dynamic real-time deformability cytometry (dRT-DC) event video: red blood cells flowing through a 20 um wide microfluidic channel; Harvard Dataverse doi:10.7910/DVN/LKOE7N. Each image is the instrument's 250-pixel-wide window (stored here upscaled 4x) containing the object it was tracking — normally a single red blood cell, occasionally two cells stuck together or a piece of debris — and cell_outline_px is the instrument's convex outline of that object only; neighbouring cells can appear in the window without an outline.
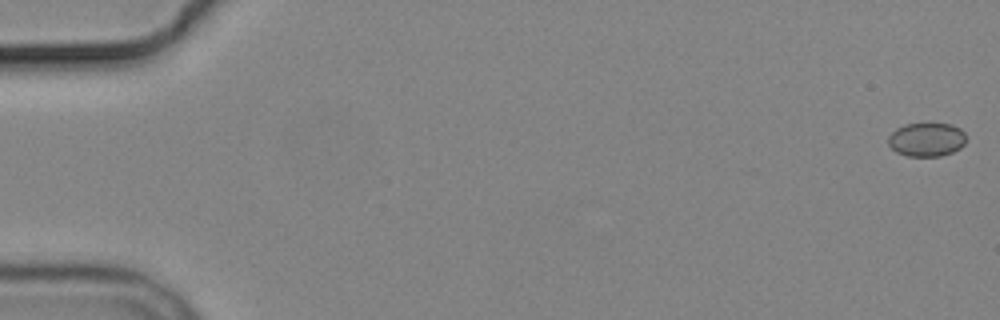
{"species": "common noctule bat (a hibernating species)", "species_latin": "Nyctalus noctula", "temperature_condition": "cold", "stored_images_in_passage": 4, "camera_frame_rate_fps": 3000, "um_per_image_px": 0.085, "animal": {"sex": "male", "body_mass_g": 19.2, "forearm_length_mm": 51.8}, "frame": {"image": 1, "passage_image": 1, "time_ms": 0.0, "image_size_px": [1000, 320], "cell_outline_px": [[964, 144], [960, 148], [952, 152], [940, 156], [908, 156], [896, 152], [888, 144], [888, 136], [896, 128], [904, 124], [952, 124], [960, 128], [964, 132]], "centroid_in_image_um": [78.74, 11.86], "position_along_channel_um": 6.3, "area_um2": 15.26}}